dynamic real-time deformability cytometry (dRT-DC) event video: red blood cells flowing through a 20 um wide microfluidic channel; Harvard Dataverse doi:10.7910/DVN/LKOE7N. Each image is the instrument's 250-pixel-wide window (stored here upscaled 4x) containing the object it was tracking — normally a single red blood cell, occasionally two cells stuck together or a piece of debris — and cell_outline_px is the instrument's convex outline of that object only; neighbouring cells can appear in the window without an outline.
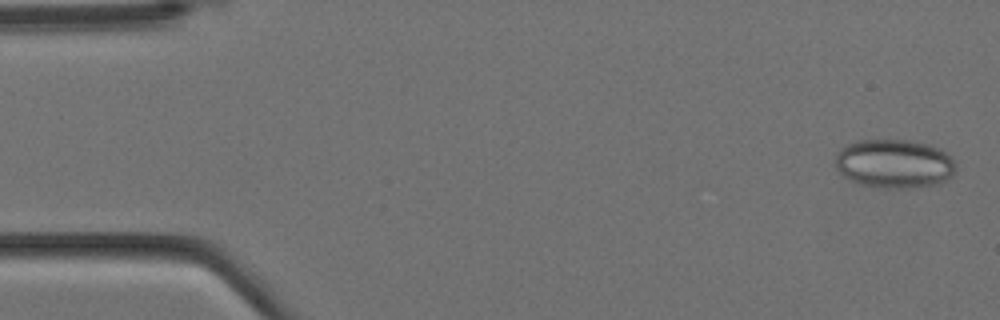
{"species": "Egyptian fruit bat (a non-hibernating species)", "species_latin": "Rousettus aegyptiacus", "temperature_condition": "cold", "stored_images_in_passage": 11, "segment_of_instrument_passage": [1, 2], "camera_frame_rate_fps": 3000, "um_per_image_px": 0.085, "animal": {"sex": "female"}, "frame": {"image": 1, "passage_image": 1, "time_ms": 0.0, "image_size_px": [1000, 320], "cell_outline_px": [[956, 164], [952, 176], [936, 184], [908, 188], [884, 188], [860, 184], [844, 176], [832, 164], [832, 160], [836, 152], [840, 148], [856, 140], [912, 140], [928, 144], [940, 148], [948, 152], [952, 156]], "centroid_in_image_um": [75.98, 13.89], "position_along_channel_um": 9.0, "area_um2": 34.8}}